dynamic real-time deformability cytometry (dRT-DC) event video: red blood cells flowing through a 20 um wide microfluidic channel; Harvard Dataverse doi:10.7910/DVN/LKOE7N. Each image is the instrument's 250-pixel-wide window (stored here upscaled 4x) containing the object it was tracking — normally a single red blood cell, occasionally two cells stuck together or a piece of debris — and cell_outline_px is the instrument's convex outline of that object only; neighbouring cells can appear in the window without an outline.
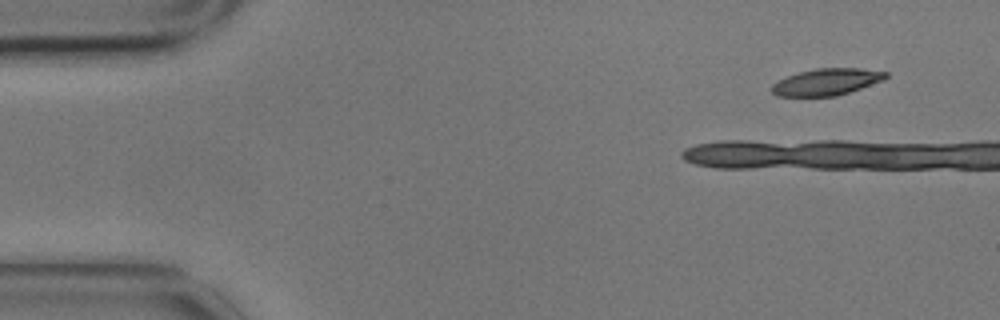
{"species": "common noctule bat (a hibernating species)", "species_latin": "Nyctalus noctula", "temperature_condition": "cold", "stored_images_in_passage": 2, "camera_frame_rate_fps": 3000, "um_per_image_px": 0.085, "animal": {"sex": "male", "body_mass_g": 17.9}, "frame": {"image": 1, "passage_image": 2, "time_ms": 0.333, "image_size_px": [1000, 320], "cell_outline_px": [[888, 76], [884, 80], [836, 96], [776, 96], [772, 92], [772, 84], [776, 80], [800, 72], [816, 68], [860, 68], [888, 72]], "centroid_in_image_um": [70.25, 6.96], "position_along_channel_um": 14.7, "area_um2": 17.69}}